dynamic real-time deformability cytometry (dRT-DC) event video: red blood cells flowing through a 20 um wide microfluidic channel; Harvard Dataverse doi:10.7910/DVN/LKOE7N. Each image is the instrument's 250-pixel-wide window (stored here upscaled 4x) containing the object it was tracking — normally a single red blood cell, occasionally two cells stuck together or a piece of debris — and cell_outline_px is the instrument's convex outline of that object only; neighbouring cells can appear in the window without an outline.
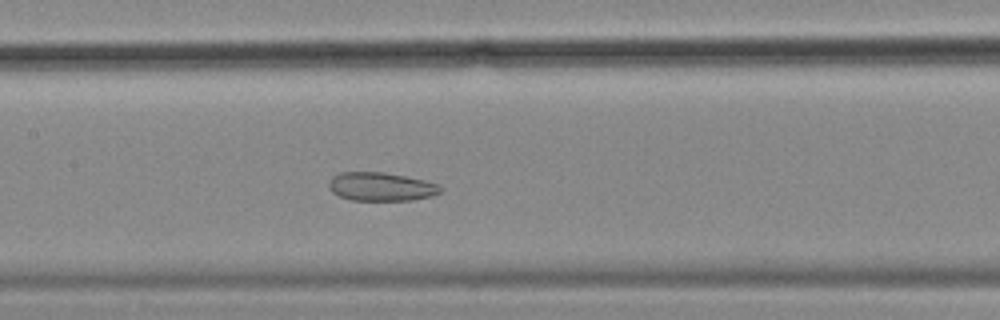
{"species": "common noctule bat (a hibernating species)", "species_latin": "Nyctalus noctula", "temperature_condition": "cold", "stored_images_in_passage": 43, "camera_frame_rate_fps": 3000, "um_per_image_px": 0.085, "animal": {"sex": "female", "body_mass_g": 18.4}, "frame": {"image": 1, "passage_image": 18, "time_ms": 5.667, "image_size_px": [1000, 320], "cell_outline_px": [[444, 188], [440, 192], [432, 196], [412, 200], [352, 200], [340, 196], [332, 192], [328, 188], [328, 180], [332, 176], [340, 172], [384, 172], [424, 180], [436, 184]], "centroid_in_image_um": [32.36, 15.86], "position_along_channel_um": 175.0, "area_um2": 18.61}}
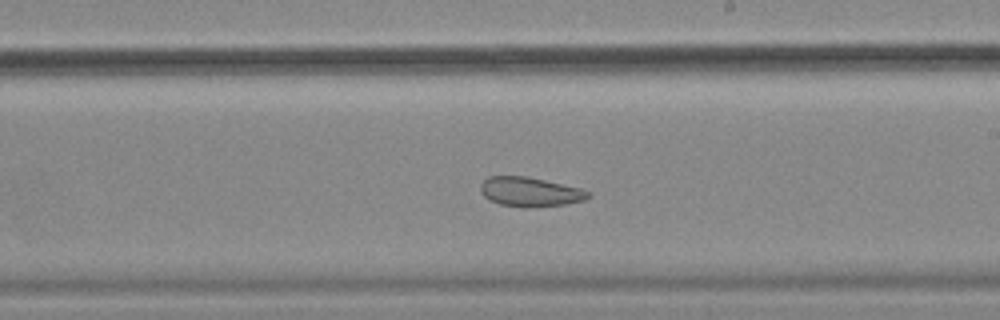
{"frame": {"image": 2, "passage_image": 24, "time_ms": 7.667, "image_size_px": [1000, 320], "cell_outline_px": [[592, 196], [584, 200], [564, 204], [500, 204], [488, 200], [480, 192], [480, 184], [488, 176], [524, 176], [544, 180], [580, 188], [588, 192]], "centroid_in_image_um": [45.01, 16.25], "position_along_channel_um": 244.0, "area_um2": 17.46}}
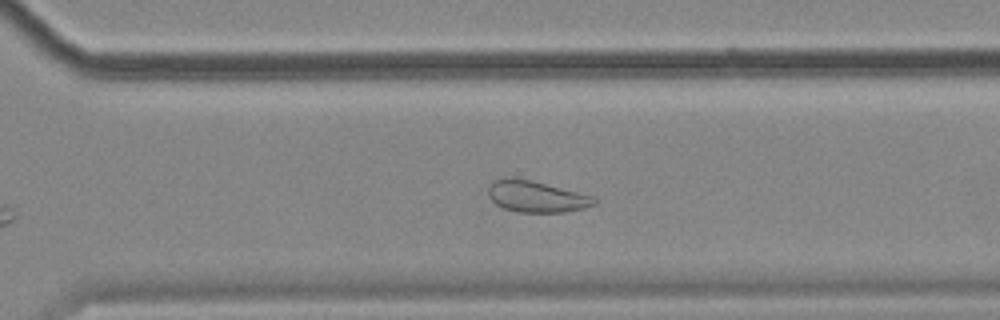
{"frame": {"image": 3, "passage_image": 31, "time_ms": 10.0, "image_size_px": [1000, 320], "cell_outline_px": [[596, 204], [584, 208], [564, 212], [516, 212], [504, 208], [496, 204], [488, 196], [488, 184], [492, 180], [532, 180], [596, 196]], "centroid_in_image_um": [45.64, 16.73], "position_along_channel_um": 325.0, "area_um2": 19.19}, "authors_computed_cell_mechanics": {"area_um2": 21.1548, "velocity_mm_per_s": 3.4641, "shape_relaxation_time_tau1_ms": null, "shape_relaxation_time_tau2_ms": 3.485, "deformation_change_tau1": null, "deformation_change_tau2": 0.102}}